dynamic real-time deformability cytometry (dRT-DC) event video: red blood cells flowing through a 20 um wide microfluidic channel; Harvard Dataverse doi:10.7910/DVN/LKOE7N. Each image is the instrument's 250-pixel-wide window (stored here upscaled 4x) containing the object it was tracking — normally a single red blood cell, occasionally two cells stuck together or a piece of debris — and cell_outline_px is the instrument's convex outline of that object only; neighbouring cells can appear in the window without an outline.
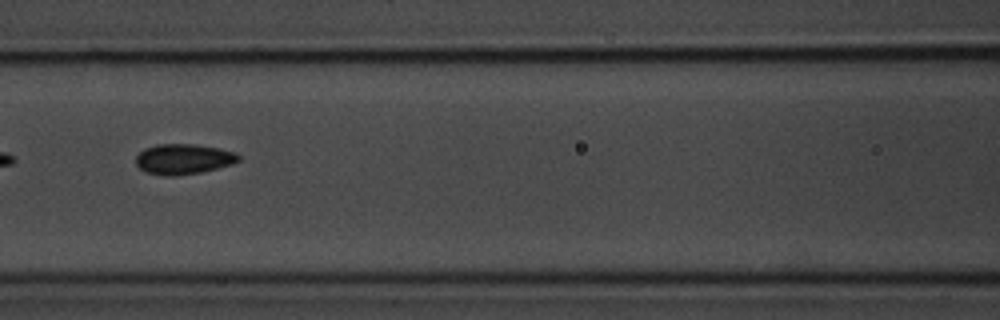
{"species": "common noctule bat (a hibernating species)", "species_latin": "Nyctalus noctula", "temperature_condition": "room temperature", "stored_images_in_passage": 8, "camera_frame_rate_fps": 3000, "um_per_image_px": 0.085, "animal": {"sex": "male", "body_mass_g": 20.1, "forearm_length_mm": 53.5}, "frame": {"image": 1, "passage_image": 3, "time_ms": 2.333, "image_size_px": [1000, 320], "cell_outline_px": [[240, 160], [232, 164], [200, 172], [176, 176], [168, 176], [148, 172], [140, 168], [136, 164], [136, 156], [144, 148], [156, 144], [196, 144], [220, 148], [236, 152], [240, 156]], "centroid_in_image_um": [15.61, 13.5], "position_along_channel_um": 151.0, "area_um2": 18.15}}
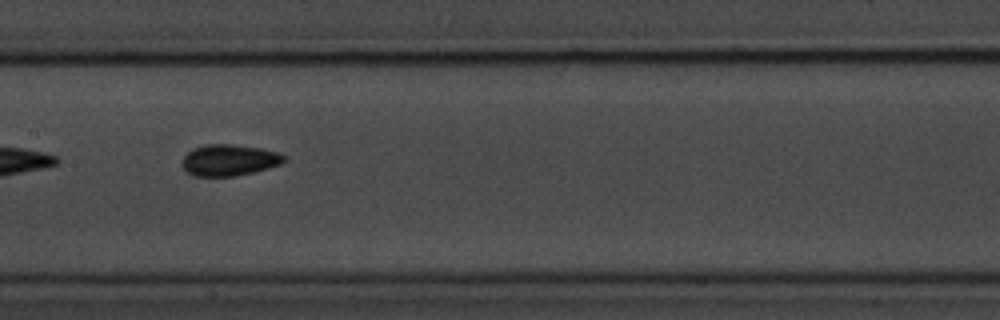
{"frame": {"image": 2, "passage_image": 4, "time_ms": 3.333, "image_size_px": [1000, 320], "cell_outline_px": [[288, 160], [280, 164], [268, 168], [252, 172], [232, 176], [196, 176], [188, 172], [184, 168], [180, 160], [192, 148], [204, 144], [232, 144], [264, 148], [280, 152]], "centroid_in_image_um": [19.49, 13.59], "position_along_channel_um": 187.9, "area_um2": 18.79}}
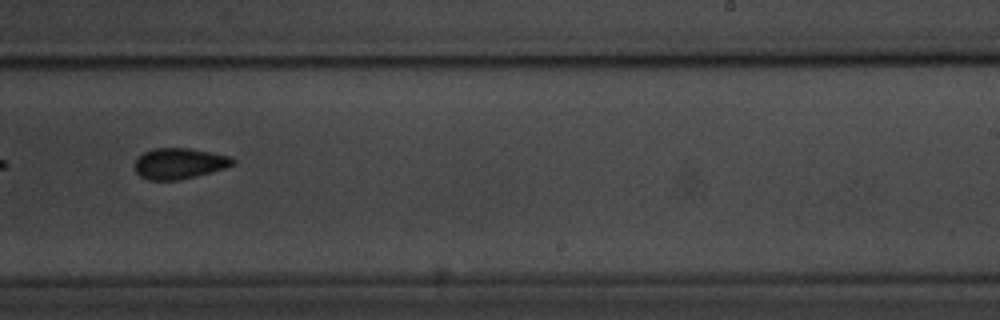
{"frame": {"image": 3, "passage_image": 6, "time_ms": 5.667, "image_size_px": [1000, 320], "cell_outline_px": [[236, 164], [224, 168], [180, 180], [148, 180], [140, 176], [136, 172], [132, 164], [144, 152], [156, 148], [188, 148], [212, 152], [232, 156], [236, 160]], "centroid_in_image_um": [15.24, 13.89], "position_along_channel_um": 273.8, "area_um2": 17.74}}